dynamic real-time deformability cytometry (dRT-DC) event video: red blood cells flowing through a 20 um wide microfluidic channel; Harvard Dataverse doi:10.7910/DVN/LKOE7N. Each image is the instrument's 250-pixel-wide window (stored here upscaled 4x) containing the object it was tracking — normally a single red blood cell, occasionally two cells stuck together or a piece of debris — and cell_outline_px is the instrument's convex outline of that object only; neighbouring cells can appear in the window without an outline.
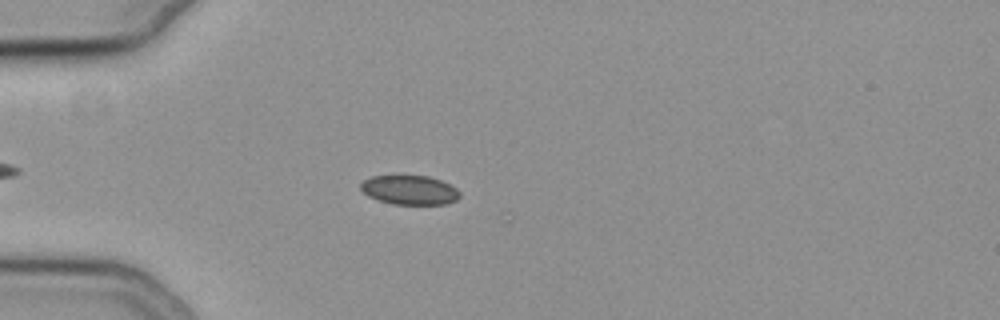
{"species": "common noctule bat (a hibernating species)", "species_latin": "Nyctalus noctula", "temperature_condition": "cold", "stored_images_in_passage": 13, "camera_frame_rate_fps": 3000, "um_per_image_px": 0.085, "animal": {"sex": "female", "body_mass_g": 19.3, "forearm_length_mm": 54.1}, "frame": {"image": 1, "passage_image": 9, "time_ms": 2.667, "image_size_px": [1000, 320], "cell_outline_px": [[460, 196], [456, 200], [448, 204], [392, 204], [368, 196], [360, 188], [360, 184], [364, 180], [372, 176], [428, 176], [440, 180], [456, 188], [460, 192]], "centroid_in_image_um": [34.83, 16.15], "position_along_channel_um": 50.2, "area_um2": 16.76}}